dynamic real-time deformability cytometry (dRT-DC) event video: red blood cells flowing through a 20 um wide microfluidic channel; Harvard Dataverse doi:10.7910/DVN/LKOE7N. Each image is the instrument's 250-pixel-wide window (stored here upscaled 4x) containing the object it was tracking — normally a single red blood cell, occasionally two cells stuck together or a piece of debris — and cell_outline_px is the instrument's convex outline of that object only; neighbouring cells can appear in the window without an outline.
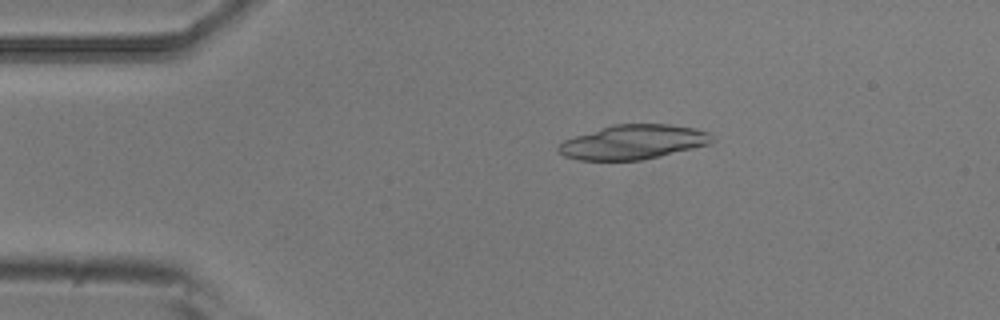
{"species": "common noctule bat (a hibernating species)", "species_latin": "Nyctalus noctula", "temperature_condition": "room temperature", "stored_images_in_passage": 4, "camera_frame_rate_fps": 3000, "um_per_image_px": 0.085, "animal": {"sex": "male", "body_mass_g": 20.5, "forearm_length_mm": 52.5}, "frame": {"image": 1, "passage_image": 3, "time_ms": 0.667, "image_size_px": [1000, 320], "cell_outline_px": [[716, 140], [708, 144], [644, 160], [580, 160], [564, 156], [556, 148], [564, 140], [612, 124], [668, 124], [696, 128], [708, 132]], "centroid_in_image_um": [53.84, 12.07], "position_along_channel_um": 31.2, "area_um2": 30.63}}